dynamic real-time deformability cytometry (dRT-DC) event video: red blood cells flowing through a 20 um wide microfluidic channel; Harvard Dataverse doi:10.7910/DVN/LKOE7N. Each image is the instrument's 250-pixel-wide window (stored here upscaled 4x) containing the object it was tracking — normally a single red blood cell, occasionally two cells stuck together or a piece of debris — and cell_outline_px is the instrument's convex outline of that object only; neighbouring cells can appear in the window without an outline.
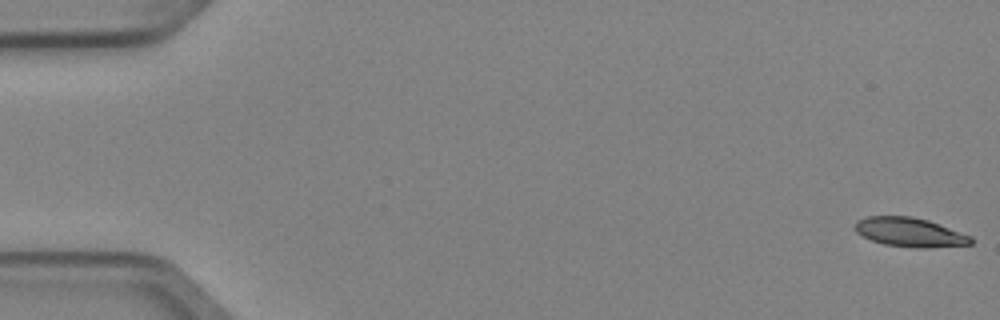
{"species": "Egyptian fruit bat (a non-hibernating species)", "species_latin": "Rousettus aegyptiacus", "temperature_condition": "cold", "stored_images_in_passage": 5, "camera_frame_rate_fps": 3000, "um_per_image_px": 0.085, "animal": {"sex": "female"}, "frame": {"image": 1, "passage_image": 1, "time_ms": 0.0, "image_size_px": [1000, 320], "cell_outline_px": [[972, 244], [924, 248], [884, 244], [872, 240], [856, 232], [852, 228], [856, 220], [868, 216], [912, 216], [928, 220], [972, 236]], "centroid_in_image_um": [77.31, 19.72], "position_along_channel_um": 7.7, "area_um2": 19.59}}
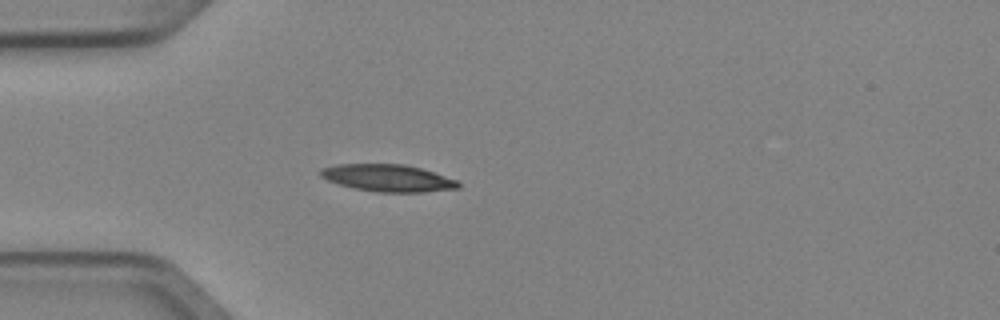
{"frame": {"image": 2, "passage_image": 5, "time_ms": 1.333, "image_size_px": [1000, 320], "cell_outline_px": [[460, 188], [424, 192], [376, 192], [352, 188], [328, 180], [320, 176], [320, 168], [336, 164], [404, 164], [420, 168], [456, 180], [460, 184]], "centroid_in_image_um": [32.94, 15.13], "position_along_channel_um": 52.1, "area_um2": 21.68}}